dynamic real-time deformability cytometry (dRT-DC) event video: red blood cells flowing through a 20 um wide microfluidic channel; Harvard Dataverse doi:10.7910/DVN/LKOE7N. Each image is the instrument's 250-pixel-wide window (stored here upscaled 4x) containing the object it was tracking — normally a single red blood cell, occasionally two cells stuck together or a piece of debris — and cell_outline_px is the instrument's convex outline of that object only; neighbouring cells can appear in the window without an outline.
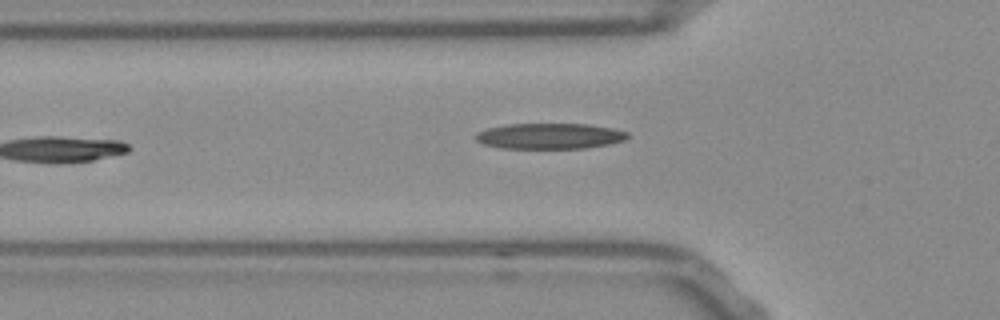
{"species": "Egyptian fruit bat (a non-hibernating species)", "species_latin": "Rousettus aegyptiacus", "temperature_condition": "room temperature", "stored_images_in_passage": 8, "camera_frame_rate_fps": 3000, "um_per_image_px": 0.085, "frame": {"image": 1, "passage_image": 2, "time_ms": 0.333, "image_size_px": [1000, 320], "cell_outline_px": [[628, 136], [624, 140], [608, 144], [584, 148], [500, 148], [484, 144], [476, 140], [476, 132], [488, 128], [508, 124], [588, 124], [612, 128], [628, 132]], "centroid_in_image_um": [46.71, 11.56], "position_along_channel_um": 79.1, "area_um2": 22.6}}